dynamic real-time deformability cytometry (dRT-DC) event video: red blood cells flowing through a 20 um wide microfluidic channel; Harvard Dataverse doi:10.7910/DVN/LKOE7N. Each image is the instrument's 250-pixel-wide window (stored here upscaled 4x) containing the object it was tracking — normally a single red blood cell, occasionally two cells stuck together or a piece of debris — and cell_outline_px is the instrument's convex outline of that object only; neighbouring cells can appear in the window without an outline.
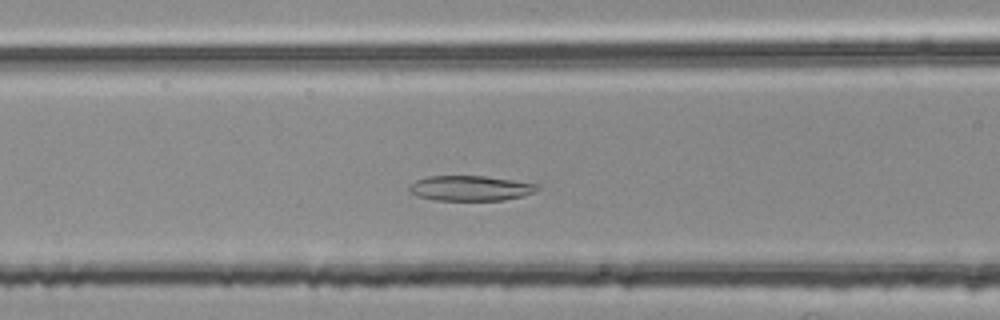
{"species": "common noctule bat (a hibernating species)", "species_latin": "Nyctalus noctula", "temperature_condition": "room temperature", "stored_images_in_passage": 44, "camera_frame_rate_fps": 3000, "um_per_image_px": 0.085, "animal": {"sex": "female", "body_mass_g": 25.1}, "frame": {"image": 1, "passage_image": 16, "time_ms": 5.0, "image_size_px": [1000, 320], "cell_outline_px": [[540, 188], [536, 192], [524, 196], [504, 200], [436, 200], [416, 196], [408, 192], [408, 184], [416, 180], [428, 176], [484, 176], [540, 184]], "centroid_in_image_um": [39.98, 16.0], "position_along_channel_um": 126.6, "area_um2": 19.02}}
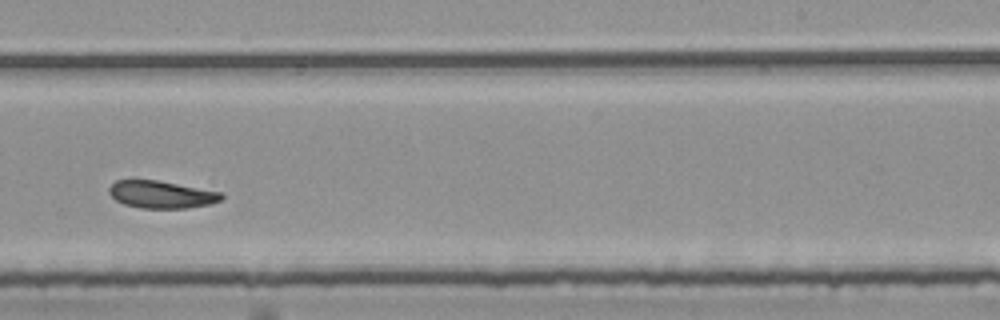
{"frame": {"image": 2, "passage_image": 28, "time_ms": 9.0, "image_size_px": [1000, 320], "cell_outline_px": [[224, 200], [212, 204], [184, 208], [140, 208], [124, 204], [116, 200], [108, 192], [108, 188], [116, 180], [156, 180], [224, 192]], "centroid_in_image_um": [13.78, 16.53], "position_along_channel_um": 275.2, "area_um2": 18.09}}
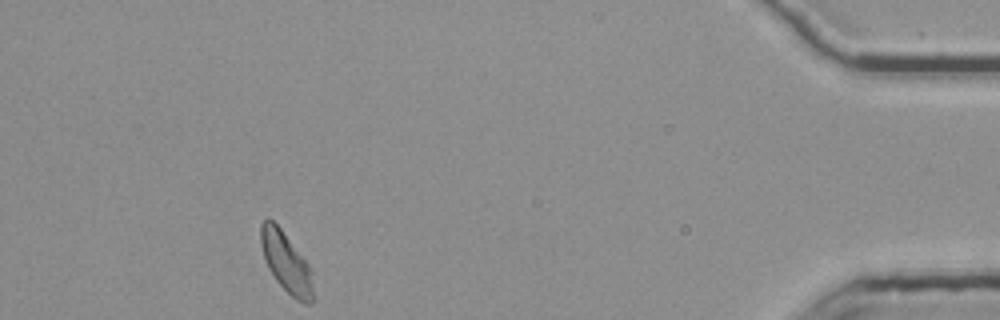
{"frame": {"image": 3, "passage_image": 44, "time_ms": 14.333, "image_size_px": [1000, 320], "cell_outline_px": [[312, 304], [304, 304], [296, 300], [276, 280], [268, 268], [260, 244], [260, 224], [268, 216], [280, 228], [308, 264], [312, 288]], "centroid_in_image_um": [24.28, 22.28], "position_along_channel_um": 410.9, "area_um2": 17.86}, "authors_computed_cell_mechanics": {"area_um2": 18.9584, "velocity_mm_per_s": 3.7289, "shape_relaxation_time_tau1_ms": 5.6254, "shape_relaxation_time_tau2_ms": 2.7335, "deformation_change_tau1": 0.0944, "deformation_change_tau2": 0.0894}}